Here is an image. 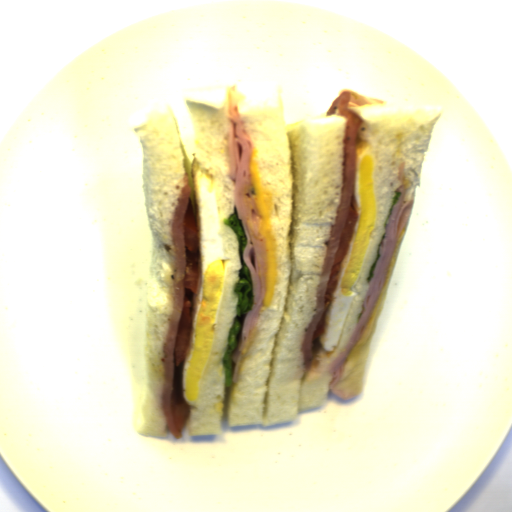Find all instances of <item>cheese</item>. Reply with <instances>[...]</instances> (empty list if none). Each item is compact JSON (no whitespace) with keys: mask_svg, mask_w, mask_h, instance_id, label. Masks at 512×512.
Returning <instances> with one entry per match:
<instances>
[{"mask_svg":"<svg viewBox=\"0 0 512 512\" xmlns=\"http://www.w3.org/2000/svg\"><path fill=\"white\" fill-rule=\"evenodd\" d=\"M250 171L252 187L255 194L258 217L259 232L266 245V289L263 305L269 307L274 294L277 278V245L276 239L272 233L270 221L272 217V200L267 191L262 187L257 150L252 147L250 154Z\"/></svg>","mask_w":512,"mask_h":512,"instance_id":"cheese-1","label":"cheese"}]
</instances>
